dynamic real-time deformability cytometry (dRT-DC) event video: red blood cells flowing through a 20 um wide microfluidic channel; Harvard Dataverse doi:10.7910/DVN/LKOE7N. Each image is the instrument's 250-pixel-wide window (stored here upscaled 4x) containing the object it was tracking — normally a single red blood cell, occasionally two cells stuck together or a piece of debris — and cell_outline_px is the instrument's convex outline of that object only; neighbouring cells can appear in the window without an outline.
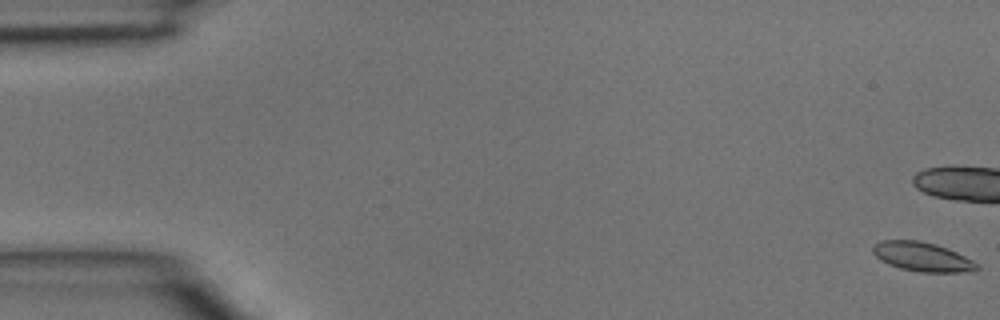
{"species": "common noctule bat (a hibernating species)", "species_latin": "Nyctalus noctula", "temperature_condition": "room temperature", "stored_images_in_passage": 4, "camera_frame_rate_fps": 3000, "um_per_image_px": 0.085, "animal": {"sex": "male", "body_mass_g": 15.6}, "frame": {"image": 1, "passage_image": 4, "time_ms": 1.0, "image_size_px": [1000, 320], "cell_outline_px": [[980, 268], [972, 272], [920, 272], [900, 268], [888, 264], [880, 260], [872, 252], [872, 244], [880, 240], [916, 240], [936, 244], [956, 252], [972, 260]], "centroid_in_image_um": [78.36, 21.82], "position_along_channel_um": 6.6, "area_um2": 17.74}}